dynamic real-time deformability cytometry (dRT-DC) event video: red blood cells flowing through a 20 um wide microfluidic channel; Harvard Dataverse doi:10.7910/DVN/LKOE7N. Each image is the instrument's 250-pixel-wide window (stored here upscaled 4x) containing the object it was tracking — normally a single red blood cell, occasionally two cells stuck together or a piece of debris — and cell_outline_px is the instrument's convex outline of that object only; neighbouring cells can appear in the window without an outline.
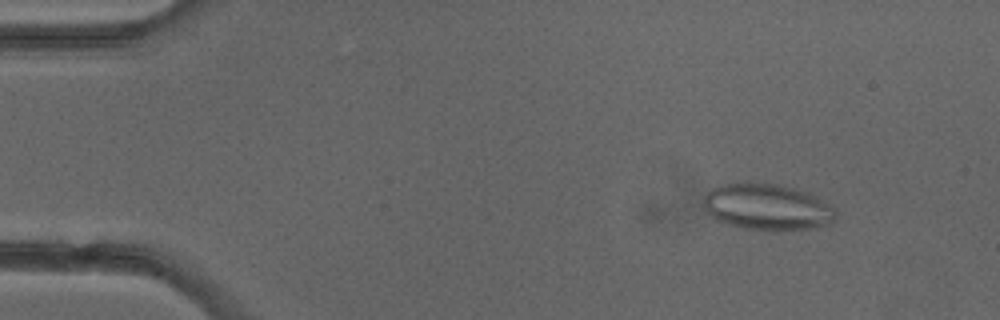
{"species": "common noctule bat (a hibernating species)", "species_latin": "Nyctalus noctula", "temperature_condition": "cold", "stored_images_in_passage": 7, "segment_of_instrument_passage": [1, 2], "camera_frame_rate_fps": 3000, "um_per_image_px": 0.085, "animal": {"sex": "female"}, "frame": {"image": 1, "passage_image": 2, "time_ms": 1.333, "image_size_px": [1000, 320], "cell_outline_px": [[836, 220], [832, 224], [816, 228], [776, 232], [744, 228], [728, 224], [716, 220], [704, 208], [704, 196], [712, 188], [724, 184], [776, 184], [808, 192], [832, 204], [836, 212]], "centroid_in_image_um": [65.3, 17.64], "position_along_channel_um": 19.7, "area_um2": 35.95}}